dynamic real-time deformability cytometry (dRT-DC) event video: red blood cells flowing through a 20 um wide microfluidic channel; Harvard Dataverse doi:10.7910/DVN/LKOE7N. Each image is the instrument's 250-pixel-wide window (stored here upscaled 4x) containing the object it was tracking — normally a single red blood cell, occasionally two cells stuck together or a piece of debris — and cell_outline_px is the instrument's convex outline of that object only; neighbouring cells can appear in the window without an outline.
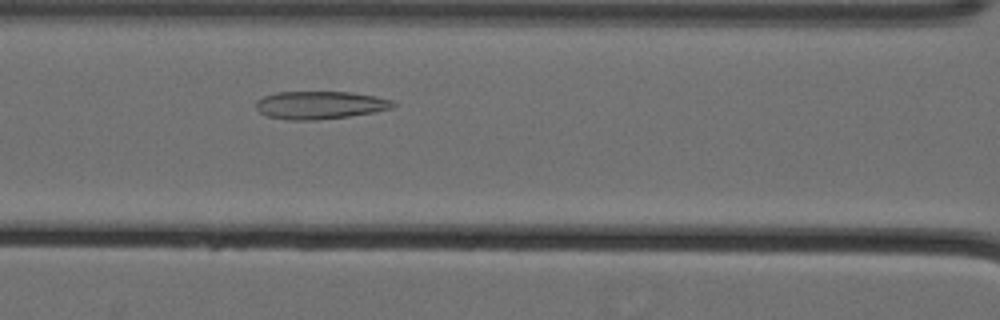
{"species": "Egyptian fruit bat (a non-hibernating species)", "species_latin": "Rousettus aegyptiacus", "temperature_condition": "cold", "stored_images_in_passage": 41, "camera_frame_rate_fps": 3000, "um_per_image_px": 0.085, "animal": {"sex": "female"}, "frame": {"image": 1, "passage_image": 10, "time_ms": 3.0, "image_size_px": [1000, 320], "cell_outline_px": [[396, 104], [392, 108], [372, 112], [348, 116], [316, 120], [288, 120], [268, 116], [260, 112], [256, 108], [256, 100], [264, 96], [276, 92], [352, 92], [376, 96], [392, 100]], "centroid_in_image_um": [27.18, 8.92], "position_along_channel_um": 139.4, "area_um2": 22.2}}
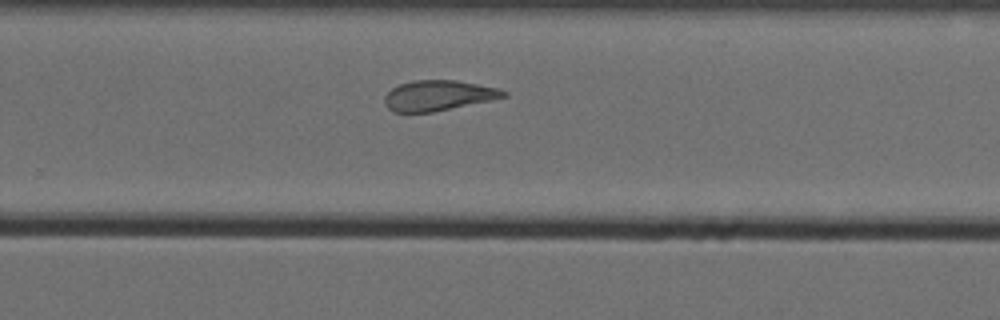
{"frame": {"image": 2, "passage_image": 23, "time_ms": 7.333, "image_size_px": [1000, 320], "cell_outline_px": [[508, 96], [492, 100], [432, 112], [392, 112], [384, 104], [384, 96], [392, 88], [400, 84], [412, 80], [456, 80], [500, 88], [508, 92]], "centroid_in_image_um": [37.27, 8.11], "position_along_channel_um": 292.5, "area_um2": 21.15}}
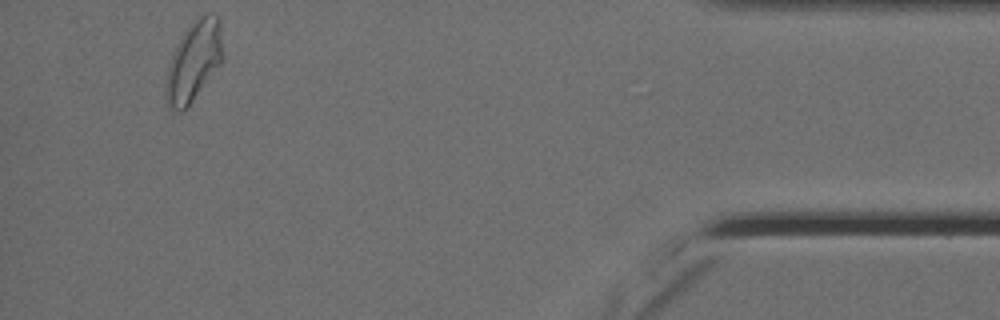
{"frame": {"image": 3, "passage_image": 38, "time_ms": 12.333, "image_size_px": [1000, 320], "cell_outline_px": [[224, 56], [220, 64], [188, 108], [184, 112], [176, 112], [168, 108], [164, 92], [164, 84], [168, 64], [176, 44], [188, 24], [196, 16], [208, 12], [220, 16], [224, 52]], "centroid_in_image_um": [16.46, 5.19], "position_along_channel_um": 418.7, "area_um2": 27.74}, "authors_computed_cell_mechanics": {"area_um2": 22.542, "velocity_mm_per_s": 3.5482, "shape_relaxation_time_tau1_ms": null, "shape_relaxation_time_tau2_ms": 2.2263, "deformation_change_tau1": null, "deformation_change_tau2": 0.1041}}